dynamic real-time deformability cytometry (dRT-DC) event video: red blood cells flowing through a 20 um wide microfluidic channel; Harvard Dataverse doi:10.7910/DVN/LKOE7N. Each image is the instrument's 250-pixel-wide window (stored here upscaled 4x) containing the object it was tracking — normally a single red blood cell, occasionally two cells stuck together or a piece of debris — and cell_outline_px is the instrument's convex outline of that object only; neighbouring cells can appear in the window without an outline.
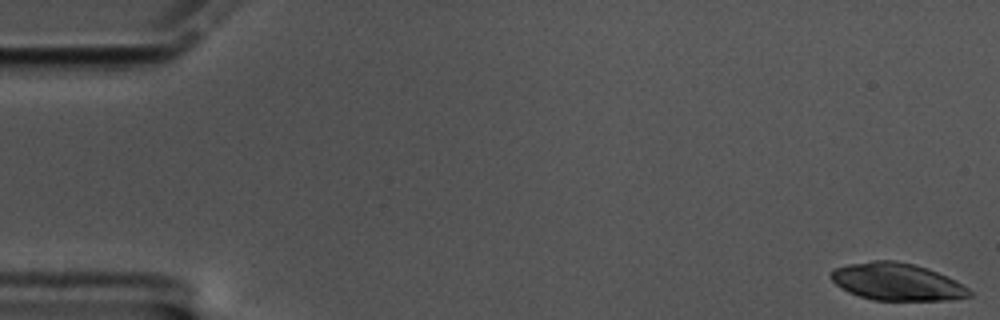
{"species": "common noctule bat (a hibernating species)", "species_latin": "Nyctalus noctula", "temperature_condition": "cold", "stored_images_in_passage": 21, "camera_frame_rate_fps": 3000, "um_per_image_px": 0.085, "animal": {"sex": "male", "body_mass_g": 17.5, "forearm_length_mm": 52.3}, "frame": {"image": 1, "passage_image": 1, "time_ms": 0.0, "image_size_px": [1000, 320], "cell_outline_px": [[972, 296], [948, 300], [872, 300], [848, 292], [840, 288], [832, 280], [832, 272], [836, 268], [848, 264], [872, 260], [896, 260], [916, 264], [928, 268], [948, 276], [956, 280], [968, 288], [972, 292]], "centroid_in_image_um": [76.27, 23.95], "position_along_channel_um": 8.7, "area_um2": 30.23}}